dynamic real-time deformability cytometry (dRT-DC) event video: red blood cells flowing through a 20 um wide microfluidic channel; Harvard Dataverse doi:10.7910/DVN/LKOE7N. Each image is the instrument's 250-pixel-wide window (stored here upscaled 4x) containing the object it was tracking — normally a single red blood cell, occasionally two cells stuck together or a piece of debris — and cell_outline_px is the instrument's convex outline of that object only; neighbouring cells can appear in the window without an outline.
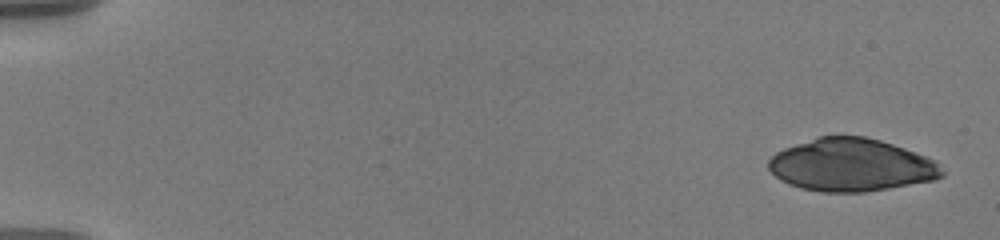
{"species": "human", "species_latin": "Homo sapiens", "temperature_condition": "warm", "stored_images_in_passage": 23, "camera_frame_rate_fps": 3000, "um_per_image_px": 0.085, "donor": {"sex": "male"}, "frame": {"image": 1, "passage_image": 1, "time_ms": 0.0, "image_size_px": [1000, 240], "cell_outline_px": [[944, 176], [936, 180], [864, 192], [820, 192], [800, 188], [788, 184], [780, 180], [768, 168], [768, 160], [776, 152], [784, 148], [820, 136], [864, 136], [880, 140], [904, 148], [936, 160], [944, 172]], "centroid_in_image_um": [72.36, 14.03], "position_along_channel_um": 12.6, "area_um2": 53.29}}
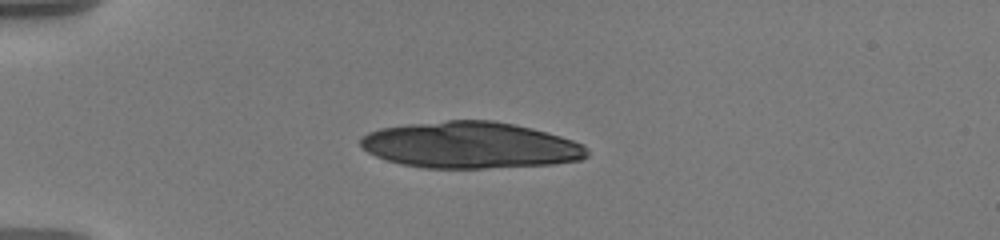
{"frame": {"image": 2, "passage_image": 13, "time_ms": 4.333, "image_size_px": [1000, 240], "cell_outline_px": [[588, 156], [580, 160], [552, 164], [484, 168], [424, 168], [400, 164], [376, 156], [368, 152], [360, 144], [360, 140], [368, 132], [380, 128], [408, 124], [448, 120], [492, 120], [516, 124], [532, 128], [560, 136], [584, 144], [588, 148]], "centroid_in_image_um": [40.0, 12.33], "position_along_channel_um": 45.0, "area_um2": 61.33}}